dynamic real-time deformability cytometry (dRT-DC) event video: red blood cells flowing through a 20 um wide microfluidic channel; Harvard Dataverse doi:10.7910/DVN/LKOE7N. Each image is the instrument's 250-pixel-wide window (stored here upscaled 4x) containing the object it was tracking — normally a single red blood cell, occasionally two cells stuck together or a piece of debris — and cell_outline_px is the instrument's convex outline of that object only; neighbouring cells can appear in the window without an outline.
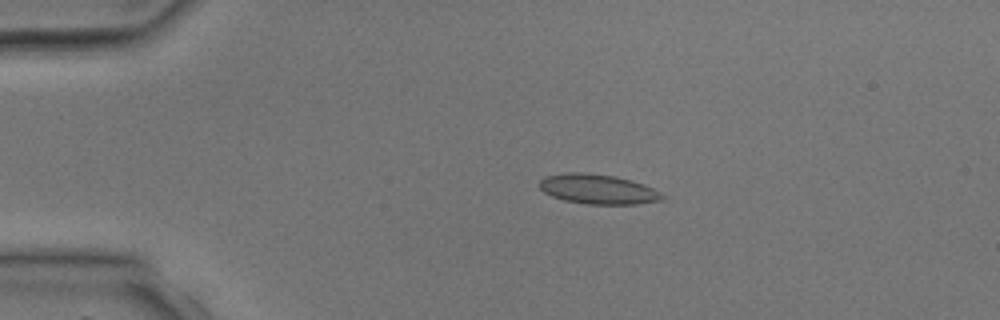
{"species": "common noctule bat (a hibernating species)", "species_latin": "Nyctalus noctula", "temperature_condition": "room temperature", "stored_images_in_passage": 2, "camera_frame_rate_fps": 3000, "um_per_image_px": 0.085, "animal": {"sex": "male", "body_mass_g": 17.9, "forearm_length_mm": 54.2}, "frame": {"image": 1, "passage_image": 1, "time_ms": 0.0, "image_size_px": [1000, 320], "cell_outline_px": [[664, 196], [660, 200], [636, 204], [588, 204], [564, 200], [552, 196], [544, 192], [540, 188], [540, 180], [544, 176], [564, 172], [584, 172], [616, 176], [632, 180], [644, 184], [660, 192]], "centroid_in_image_um": [50.8, 16.06], "position_along_channel_um": 34.2, "area_um2": 21.33}}